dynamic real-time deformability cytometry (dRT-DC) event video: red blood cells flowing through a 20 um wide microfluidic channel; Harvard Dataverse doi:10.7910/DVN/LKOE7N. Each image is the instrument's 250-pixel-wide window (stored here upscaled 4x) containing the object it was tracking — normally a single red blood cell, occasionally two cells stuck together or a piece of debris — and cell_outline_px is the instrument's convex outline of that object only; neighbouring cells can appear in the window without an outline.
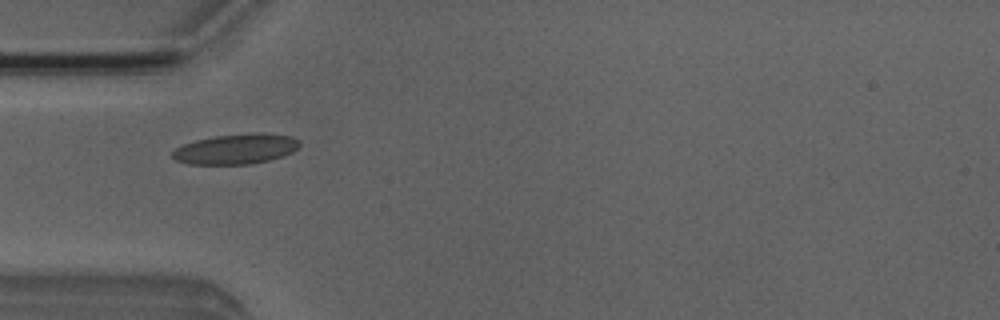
{"species": "Egyptian fruit bat (a non-hibernating species)", "species_latin": "Rousettus aegyptiacus", "temperature_condition": "room temperature", "stored_images_in_passage": 6, "camera_frame_rate_fps": 3000, "um_per_image_px": 0.085, "animal": {"sex": "male"}, "frame": {"image": 1, "passage_image": 4, "time_ms": 3.333, "image_size_px": [1000, 320], "cell_outline_px": [[300, 144], [292, 152], [284, 156], [252, 164], [188, 164], [176, 160], [172, 156], [172, 152], [176, 148], [184, 144], [196, 140], [216, 136], [252, 132], [264, 132], [292, 136], [300, 140]], "centroid_in_image_um": [20.09, 12.65], "position_along_channel_um": 64.9, "area_um2": 22.48}}